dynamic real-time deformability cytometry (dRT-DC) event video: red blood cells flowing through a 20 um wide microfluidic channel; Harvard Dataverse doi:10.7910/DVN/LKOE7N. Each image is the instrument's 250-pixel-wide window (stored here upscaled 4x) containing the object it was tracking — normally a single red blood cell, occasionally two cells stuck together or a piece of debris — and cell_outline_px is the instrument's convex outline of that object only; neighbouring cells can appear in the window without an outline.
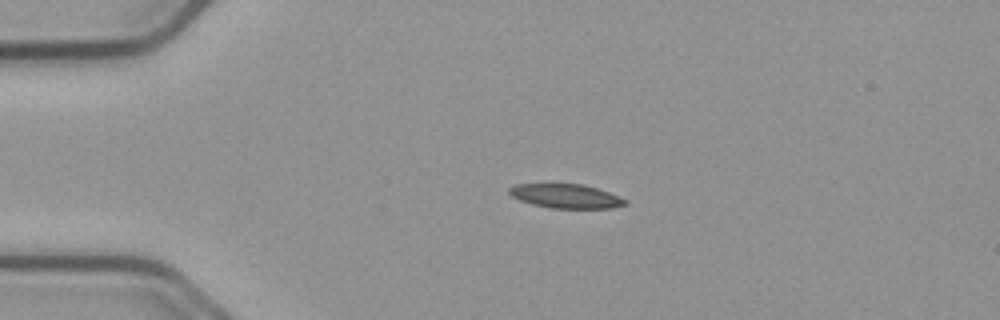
{"species": "common noctule bat (a hibernating species)", "species_latin": "Nyctalus noctula", "temperature_condition": "cold", "stored_images_in_passage": 44, "camera_frame_rate_fps": 3000, "um_per_image_px": 0.085, "animal": {"sex": "male", "body_mass_g": 23.1, "forearm_length_mm": 52.7}, "frame": {"image": 1, "passage_image": 1, "time_ms": 0.0, "image_size_px": [1000, 320], "cell_outline_px": [[628, 204], [612, 208], [548, 208], [532, 204], [520, 200], [512, 196], [508, 192], [508, 188], [516, 184], [580, 184], [596, 188], [620, 196], [628, 200]], "centroid_in_image_um": [48.11, 16.67], "position_along_channel_um": 36.9, "area_um2": 16.3}}
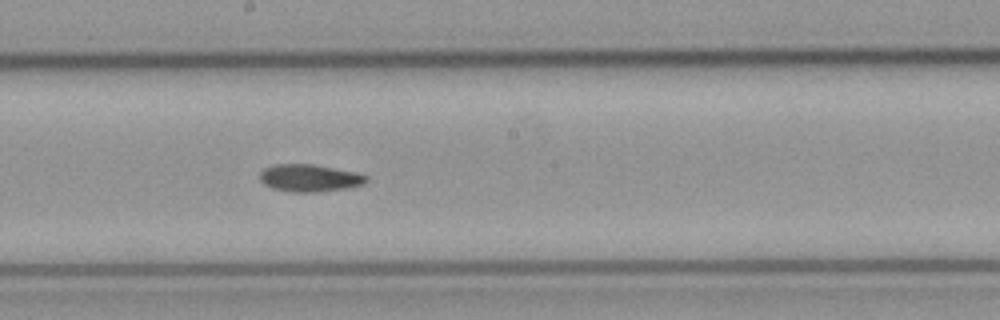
{"frame": {"image": 2, "passage_image": 19, "time_ms": 6.0, "image_size_px": [1000, 320], "cell_outline_px": [[368, 180], [364, 184], [348, 188], [320, 192], [292, 192], [272, 188], [264, 184], [260, 180], [260, 172], [264, 168], [276, 164], [312, 164], [356, 172], [368, 176]], "centroid_in_image_um": [26.33, 15.13], "position_along_channel_um": 221.9, "area_um2": 17.05}}
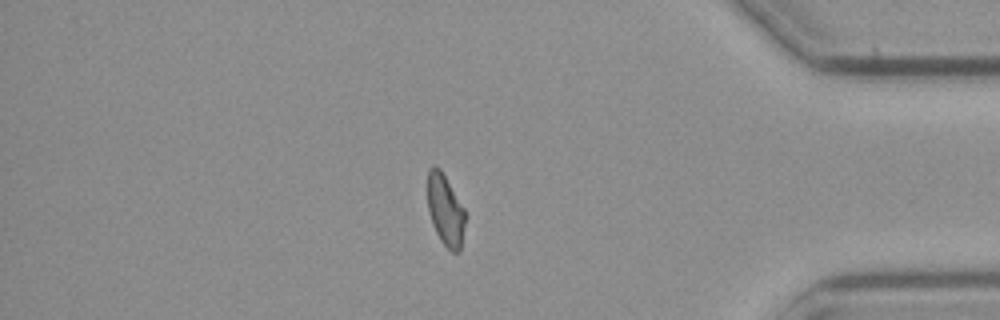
{"frame": {"image": 3, "passage_image": 36, "time_ms": 11.667, "image_size_px": [1000, 320], "cell_outline_px": [[464, 224], [460, 252], [452, 252], [440, 240], [432, 224], [428, 212], [428, 168], [432, 164], [440, 168], [464, 208]], "centroid_in_image_um": [37.83, 17.84], "position_along_channel_um": 397.4, "area_um2": 15.49}, "authors_computed_cell_mechanics": {"area_um2": 16.762, "velocity_mm_per_s": 3.6985, "shape_relaxation_time_tau1_ms": 9.7147, "shape_relaxation_time_tau2_ms": null, "deformation_change_tau1": 0.2083, "deformation_change_tau2": null}}